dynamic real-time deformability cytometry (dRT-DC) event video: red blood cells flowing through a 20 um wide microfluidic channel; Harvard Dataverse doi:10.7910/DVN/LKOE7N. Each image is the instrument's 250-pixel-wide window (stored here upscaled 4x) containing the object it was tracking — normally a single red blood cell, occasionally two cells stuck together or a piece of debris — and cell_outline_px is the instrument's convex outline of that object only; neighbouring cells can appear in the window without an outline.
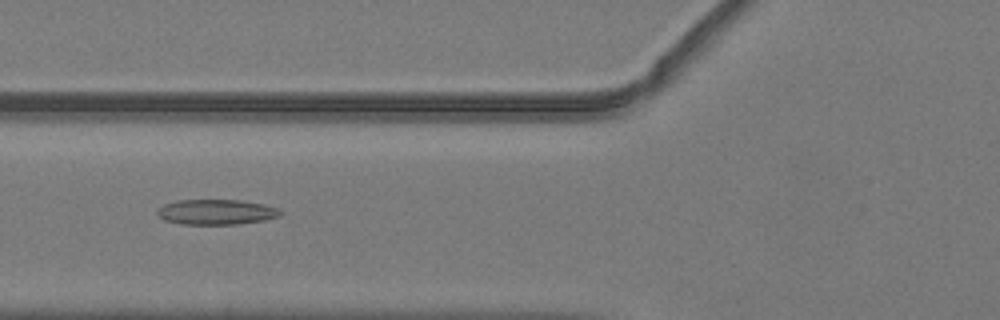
{"species": "common noctule bat (a hibernating species)", "species_latin": "Nyctalus noctula", "temperature_condition": "warm", "stored_images_in_passage": 29, "camera_frame_rate_fps": 3000, "um_per_image_px": 0.085, "animal": {"sex": "male", "body_mass_g": 19.2, "forearm_length_mm": 51.8}, "frame": {"image": 1, "passage_image": 7, "time_ms": 2.0, "image_size_px": [1000, 320], "cell_outline_px": [[284, 212], [280, 216], [264, 220], [236, 224], [180, 224], [164, 220], [156, 212], [164, 204], [176, 200], [240, 200], [264, 204], [276, 208]], "centroid_in_image_um": [18.39, 18.02], "position_along_channel_um": 107.4, "area_um2": 18.03}}
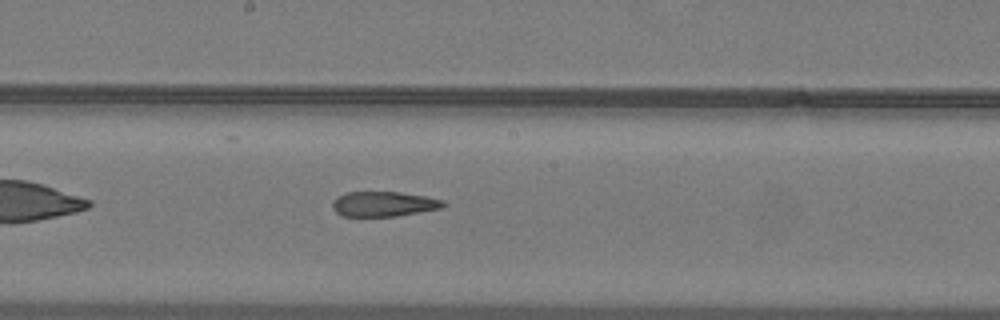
{"frame": {"image": 2, "passage_image": 15, "time_ms": 4.667, "image_size_px": [1000, 320], "cell_outline_px": [[448, 204], [444, 208], [396, 216], [344, 216], [336, 212], [332, 208], [332, 200], [336, 196], [348, 192], [400, 192], [424, 196], [444, 200]], "centroid_in_image_um": [32.63, 17.34], "position_along_channel_um": 215.6, "area_um2": 16.3}}
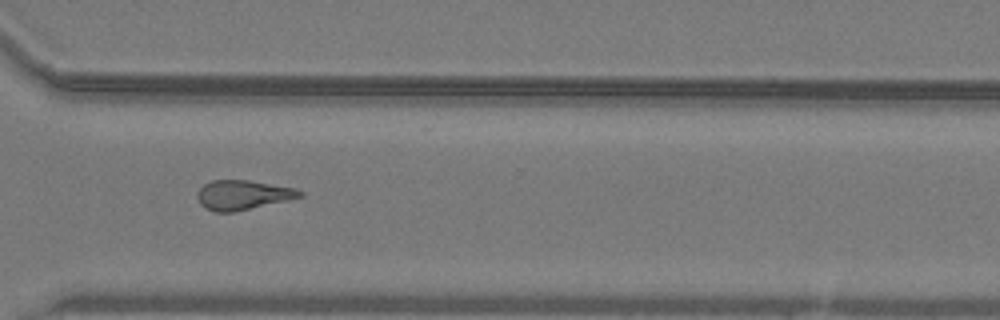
{"frame": {"image": 3, "passage_image": 25, "time_ms": 8.0, "image_size_px": [1000, 320], "cell_outline_px": [[304, 196], [288, 200], [232, 212], [216, 212], [204, 208], [200, 204], [196, 196], [196, 192], [204, 184], [212, 180], [248, 180], [292, 188], [304, 192]], "centroid_in_image_um": [20.59, 16.57], "position_along_channel_um": 350.0, "area_um2": 17.51}, "authors_computed_cell_mechanics": {"area_um2": 17.5134, "velocity_mm_per_s": 4.0411, "shape_relaxation_time_tau1_ms": null, "shape_relaxation_time_tau2_ms": 3.7479, "deformation_change_tau1": null, "deformation_change_tau2": 0.1496}}